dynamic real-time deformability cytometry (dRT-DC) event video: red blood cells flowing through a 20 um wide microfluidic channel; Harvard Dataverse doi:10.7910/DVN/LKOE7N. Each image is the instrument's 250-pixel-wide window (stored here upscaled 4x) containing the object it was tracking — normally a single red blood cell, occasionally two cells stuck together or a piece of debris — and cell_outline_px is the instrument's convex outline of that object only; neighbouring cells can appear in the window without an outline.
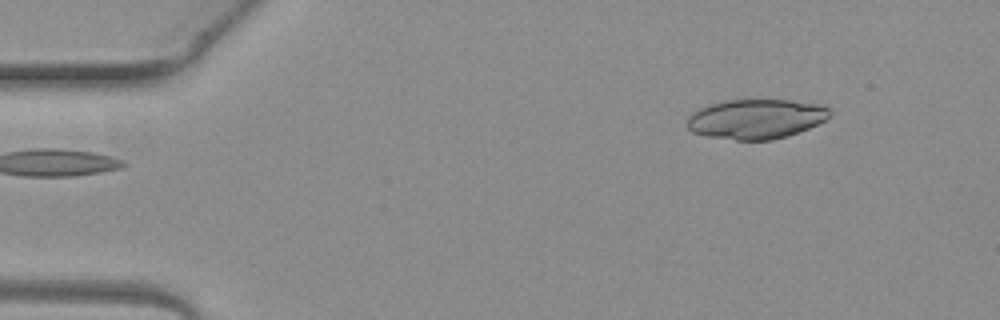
{"species": "common noctule bat (a hibernating species)", "species_latin": "Nyctalus noctula", "temperature_condition": "warm", "stored_images_in_passage": 5, "camera_frame_rate_fps": 3000, "um_per_image_px": 0.085, "animal": {"sex": "female", "body_mass_g": 19.3, "forearm_length_mm": 54.1}, "frame": {"image": 1, "passage_image": 5, "time_ms": 1.333, "image_size_px": [1000, 320], "cell_outline_px": [[832, 116], [808, 128], [788, 136], [772, 140], [736, 140], [708, 136], [692, 132], [688, 128], [688, 116], [692, 112], [700, 108], [724, 100], [792, 100], [820, 104], [832, 108]], "centroid_in_image_um": [64.3, 10.1], "position_along_channel_um": 20.7, "area_um2": 33.12}}